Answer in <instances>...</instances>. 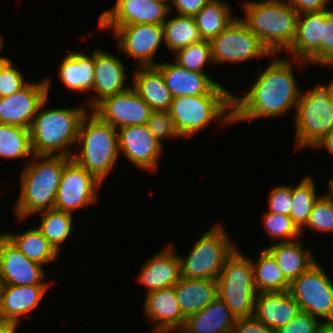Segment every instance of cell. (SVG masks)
<instances>
[{"mask_svg": "<svg viewBox=\"0 0 333 333\" xmlns=\"http://www.w3.org/2000/svg\"><path fill=\"white\" fill-rule=\"evenodd\" d=\"M280 56L281 54H272L267 67L257 70L255 82L250 84L251 88L243 96L233 92V124L260 118L283 117L296 111L302 88L298 85L299 78L294 75L293 65L299 63L297 67L303 68L309 64Z\"/></svg>", "mask_w": 333, "mask_h": 333, "instance_id": "obj_1", "label": "cell"}, {"mask_svg": "<svg viewBox=\"0 0 333 333\" xmlns=\"http://www.w3.org/2000/svg\"><path fill=\"white\" fill-rule=\"evenodd\" d=\"M72 158L64 155H33L19 175L20 191L14 215L18 222L53 209L60 178Z\"/></svg>", "mask_w": 333, "mask_h": 333, "instance_id": "obj_2", "label": "cell"}, {"mask_svg": "<svg viewBox=\"0 0 333 333\" xmlns=\"http://www.w3.org/2000/svg\"><path fill=\"white\" fill-rule=\"evenodd\" d=\"M48 99L40 105L29 128L33 154L72 158L81 122L89 110L85 104L47 109Z\"/></svg>", "mask_w": 333, "mask_h": 333, "instance_id": "obj_3", "label": "cell"}, {"mask_svg": "<svg viewBox=\"0 0 333 333\" xmlns=\"http://www.w3.org/2000/svg\"><path fill=\"white\" fill-rule=\"evenodd\" d=\"M240 19L272 54H282L292 44L298 13L284 0H246Z\"/></svg>", "mask_w": 333, "mask_h": 333, "instance_id": "obj_4", "label": "cell"}, {"mask_svg": "<svg viewBox=\"0 0 333 333\" xmlns=\"http://www.w3.org/2000/svg\"><path fill=\"white\" fill-rule=\"evenodd\" d=\"M75 147L72 159L104 184L120 158L117 129L89 111L81 122Z\"/></svg>", "mask_w": 333, "mask_h": 333, "instance_id": "obj_5", "label": "cell"}, {"mask_svg": "<svg viewBox=\"0 0 333 333\" xmlns=\"http://www.w3.org/2000/svg\"><path fill=\"white\" fill-rule=\"evenodd\" d=\"M294 148H313L333 130V97L329 83L302 89L294 115Z\"/></svg>", "mask_w": 333, "mask_h": 333, "instance_id": "obj_6", "label": "cell"}, {"mask_svg": "<svg viewBox=\"0 0 333 333\" xmlns=\"http://www.w3.org/2000/svg\"><path fill=\"white\" fill-rule=\"evenodd\" d=\"M233 94H205L173 97L169 112L181 139L204 131L209 123L233 124ZM188 138V139H187Z\"/></svg>", "mask_w": 333, "mask_h": 333, "instance_id": "obj_7", "label": "cell"}, {"mask_svg": "<svg viewBox=\"0 0 333 333\" xmlns=\"http://www.w3.org/2000/svg\"><path fill=\"white\" fill-rule=\"evenodd\" d=\"M222 223H213L198 238L185 257L180 259L181 278L215 279L219 277L228 257L236 246Z\"/></svg>", "mask_w": 333, "mask_h": 333, "instance_id": "obj_8", "label": "cell"}, {"mask_svg": "<svg viewBox=\"0 0 333 333\" xmlns=\"http://www.w3.org/2000/svg\"><path fill=\"white\" fill-rule=\"evenodd\" d=\"M238 248L228 257L217 278L218 296L236 318H244L253 316L257 292L251 258Z\"/></svg>", "mask_w": 333, "mask_h": 333, "instance_id": "obj_9", "label": "cell"}, {"mask_svg": "<svg viewBox=\"0 0 333 333\" xmlns=\"http://www.w3.org/2000/svg\"><path fill=\"white\" fill-rule=\"evenodd\" d=\"M289 294L301 311L321 322H333V281L319 261L290 283Z\"/></svg>", "mask_w": 333, "mask_h": 333, "instance_id": "obj_10", "label": "cell"}, {"mask_svg": "<svg viewBox=\"0 0 333 333\" xmlns=\"http://www.w3.org/2000/svg\"><path fill=\"white\" fill-rule=\"evenodd\" d=\"M210 44L214 66L228 63L238 65L248 60L272 56L240 17L213 38Z\"/></svg>", "mask_w": 333, "mask_h": 333, "instance_id": "obj_11", "label": "cell"}, {"mask_svg": "<svg viewBox=\"0 0 333 333\" xmlns=\"http://www.w3.org/2000/svg\"><path fill=\"white\" fill-rule=\"evenodd\" d=\"M98 29L111 31L116 40L117 50L132 57L137 67L156 66L154 57L164 43L163 26L157 24H132L123 26H98ZM162 43V44H161Z\"/></svg>", "mask_w": 333, "mask_h": 333, "instance_id": "obj_12", "label": "cell"}, {"mask_svg": "<svg viewBox=\"0 0 333 333\" xmlns=\"http://www.w3.org/2000/svg\"><path fill=\"white\" fill-rule=\"evenodd\" d=\"M102 183L87 169L71 159L64 167L54 208L74 214L76 210L97 204Z\"/></svg>", "mask_w": 333, "mask_h": 333, "instance_id": "obj_13", "label": "cell"}, {"mask_svg": "<svg viewBox=\"0 0 333 333\" xmlns=\"http://www.w3.org/2000/svg\"><path fill=\"white\" fill-rule=\"evenodd\" d=\"M52 78L28 82L11 96L0 97V123L29 129L40 105L48 98Z\"/></svg>", "mask_w": 333, "mask_h": 333, "instance_id": "obj_14", "label": "cell"}, {"mask_svg": "<svg viewBox=\"0 0 333 333\" xmlns=\"http://www.w3.org/2000/svg\"><path fill=\"white\" fill-rule=\"evenodd\" d=\"M119 153L137 169L157 172L159 159L164 151L147 124L125 126L117 130Z\"/></svg>", "mask_w": 333, "mask_h": 333, "instance_id": "obj_15", "label": "cell"}, {"mask_svg": "<svg viewBox=\"0 0 333 333\" xmlns=\"http://www.w3.org/2000/svg\"><path fill=\"white\" fill-rule=\"evenodd\" d=\"M47 278L43 265L25 257L14 243L0 232V280L3 285L54 284L53 281L47 282Z\"/></svg>", "mask_w": 333, "mask_h": 333, "instance_id": "obj_16", "label": "cell"}, {"mask_svg": "<svg viewBox=\"0 0 333 333\" xmlns=\"http://www.w3.org/2000/svg\"><path fill=\"white\" fill-rule=\"evenodd\" d=\"M170 14V5L163 0H116L100 14L98 26L162 25Z\"/></svg>", "mask_w": 333, "mask_h": 333, "instance_id": "obj_17", "label": "cell"}, {"mask_svg": "<svg viewBox=\"0 0 333 333\" xmlns=\"http://www.w3.org/2000/svg\"><path fill=\"white\" fill-rule=\"evenodd\" d=\"M125 63L110 51L101 48L94 50V80L90 99L85 102L89 111H92L105 98L129 90L132 86L126 85L129 79L126 74ZM87 103V104H86Z\"/></svg>", "mask_w": 333, "mask_h": 333, "instance_id": "obj_18", "label": "cell"}, {"mask_svg": "<svg viewBox=\"0 0 333 333\" xmlns=\"http://www.w3.org/2000/svg\"><path fill=\"white\" fill-rule=\"evenodd\" d=\"M92 112L117 130L125 126L147 124L152 109L131 87L101 101Z\"/></svg>", "mask_w": 333, "mask_h": 333, "instance_id": "obj_19", "label": "cell"}, {"mask_svg": "<svg viewBox=\"0 0 333 333\" xmlns=\"http://www.w3.org/2000/svg\"><path fill=\"white\" fill-rule=\"evenodd\" d=\"M163 75L173 97L205 94H233L229 88L212 79L207 73L190 71L174 61L159 62L155 66Z\"/></svg>", "mask_w": 333, "mask_h": 333, "instance_id": "obj_20", "label": "cell"}, {"mask_svg": "<svg viewBox=\"0 0 333 333\" xmlns=\"http://www.w3.org/2000/svg\"><path fill=\"white\" fill-rule=\"evenodd\" d=\"M325 10L298 14L296 33L292 44L285 50L289 58L322 66V32Z\"/></svg>", "mask_w": 333, "mask_h": 333, "instance_id": "obj_21", "label": "cell"}, {"mask_svg": "<svg viewBox=\"0 0 333 333\" xmlns=\"http://www.w3.org/2000/svg\"><path fill=\"white\" fill-rule=\"evenodd\" d=\"M144 298V316L154 325L147 333H177L183 327L186 317L176 299L174 286L147 293Z\"/></svg>", "mask_w": 333, "mask_h": 333, "instance_id": "obj_22", "label": "cell"}, {"mask_svg": "<svg viewBox=\"0 0 333 333\" xmlns=\"http://www.w3.org/2000/svg\"><path fill=\"white\" fill-rule=\"evenodd\" d=\"M173 245L171 242L168 243L143 262L136 280L144 285L146 294L173 287L180 280V259Z\"/></svg>", "mask_w": 333, "mask_h": 333, "instance_id": "obj_23", "label": "cell"}, {"mask_svg": "<svg viewBox=\"0 0 333 333\" xmlns=\"http://www.w3.org/2000/svg\"><path fill=\"white\" fill-rule=\"evenodd\" d=\"M52 285H3L0 302V321L21 323L23 317L40 305Z\"/></svg>", "mask_w": 333, "mask_h": 333, "instance_id": "obj_24", "label": "cell"}, {"mask_svg": "<svg viewBox=\"0 0 333 333\" xmlns=\"http://www.w3.org/2000/svg\"><path fill=\"white\" fill-rule=\"evenodd\" d=\"M300 311L299 304L289 291L258 293L253 316L264 325L277 330L293 320Z\"/></svg>", "mask_w": 333, "mask_h": 333, "instance_id": "obj_25", "label": "cell"}, {"mask_svg": "<svg viewBox=\"0 0 333 333\" xmlns=\"http://www.w3.org/2000/svg\"><path fill=\"white\" fill-rule=\"evenodd\" d=\"M68 51L61 59L58 68V78L66 90L77 94L89 93L93 88L94 80V51Z\"/></svg>", "mask_w": 333, "mask_h": 333, "instance_id": "obj_26", "label": "cell"}, {"mask_svg": "<svg viewBox=\"0 0 333 333\" xmlns=\"http://www.w3.org/2000/svg\"><path fill=\"white\" fill-rule=\"evenodd\" d=\"M236 317L217 296L203 310L186 317L177 333H231Z\"/></svg>", "mask_w": 333, "mask_h": 333, "instance_id": "obj_27", "label": "cell"}, {"mask_svg": "<svg viewBox=\"0 0 333 333\" xmlns=\"http://www.w3.org/2000/svg\"><path fill=\"white\" fill-rule=\"evenodd\" d=\"M131 86L152 111H169L173 96L155 66L136 67Z\"/></svg>", "mask_w": 333, "mask_h": 333, "instance_id": "obj_28", "label": "cell"}, {"mask_svg": "<svg viewBox=\"0 0 333 333\" xmlns=\"http://www.w3.org/2000/svg\"><path fill=\"white\" fill-rule=\"evenodd\" d=\"M300 239L302 238L280 243L274 242L268 247H263L274 257L290 283L318 261L313 251L310 248L307 249Z\"/></svg>", "mask_w": 333, "mask_h": 333, "instance_id": "obj_29", "label": "cell"}, {"mask_svg": "<svg viewBox=\"0 0 333 333\" xmlns=\"http://www.w3.org/2000/svg\"><path fill=\"white\" fill-rule=\"evenodd\" d=\"M174 289L185 317L203 310L218 296V283L215 279L180 278Z\"/></svg>", "mask_w": 333, "mask_h": 333, "instance_id": "obj_30", "label": "cell"}, {"mask_svg": "<svg viewBox=\"0 0 333 333\" xmlns=\"http://www.w3.org/2000/svg\"><path fill=\"white\" fill-rule=\"evenodd\" d=\"M4 234L14 243L20 252L29 260L43 266L56 262L59 252L45 239L42 232L35 226L18 233Z\"/></svg>", "mask_w": 333, "mask_h": 333, "instance_id": "obj_31", "label": "cell"}, {"mask_svg": "<svg viewBox=\"0 0 333 333\" xmlns=\"http://www.w3.org/2000/svg\"><path fill=\"white\" fill-rule=\"evenodd\" d=\"M253 283L258 293L289 291L290 282L277 265L274 257L265 249L259 250L257 261L252 260Z\"/></svg>", "mask_w": 333, "mask_h": 333, "instance_id": "obj_32", "label": "cell"}, {"mask_svg": "<svg viewBox=\"0 0 333 333\" xmlns=\"http://www.w3.org/2000/svg\"><path fill=\"white\" fill-rule=\"evenodd\" d=\"M231 11L225 0H209L194 16L201 39L211 41L233 23L238 16Z\"/></svg>", "mask_w": 333, "mask_h": 333, "instance_id": "obj_33", "label": "cell"}, {"mask_svg": "<svg viewBox=\"0 0 333 333\" xmlns=\"http://www.w3.org/2000/svg\"><path fill=\"white\" fill-rule=\"evenodd\" d=\"M164 34V45L169 52L185 48L190 44L201 41L196 20L192 16H181L175 14L167 18L162 24Z\"/></svg>", "mask_w": 333, "mask_h": 333, "instance_id": "obj_34", "label": "cell"}, {"mask_svg": "<svg viewBox=\"0 0 333 333\" xmlns=\"http://www.w3.org/2000/svg\"><path fill=\"white\" fill-rule=\"evenodd\" d=\"M40 225H35L45 239L60 253V247L74 232V214L57 210L55 208L41 211Z\"/></svg>", "mask_w": 333, "mask_h": 333, "instance_id": "obj_35", "label": "cell"}, {"mask_svg": "<svg viewBox=\"0 0 333 333\" xmlns=\"http://www.w3.org/2000/svg\"><path fill=\"white\" fill-rule=\"evenodd\" d=\"M30 131L27 128L0 123V158L25 159L26 165L33 156Z\"/></svg>", "mask_w": 333, "mask_h": 333, "instance_id": "obj_36", "label": "cell"}, {"mask_svg": "<svg viewBox=\"0 0 333 333\" xmlns=\"http://www.w3.org/2000/svg\"><path fill=\"white\" fill-rule=\"evenodd\" d=\"M317 193V185L310 174L305 175L296 186H292L290 217L299 230L306 225L313 205L320 196Z\"/></svg>", "mask_w": 333, "mask_h": 333, "instance_id": "obj_37", "label": "cell"}, {"mask_svg": "<svg viewBox=\"0 0 333 333\" xmlns=\"http://www.w3.org/2000/svg\"><path fill=\"white\" fill-rule=\"evenodd\" d=\"M174 55V62L179 66L199 73H206L204 70L208 65H214L210 41L201 40L197 43L177 50Z\"/></svg>", "mask_w": 333, "mask_h": 333, "instance_id": "obj_38", "label": "cell"}, {"mask_svg": "<svg viewBox=\"0 0 333 333\" xmlns=\"http://www.w3.org/2000/svg\"><path fill=\"white\" fill-rule=\"evenodd\" d=\"M262 224L273 242L293 241L302 237L300 230L288 215L265 211L262 214Z\"/></svg>", "mask_w": 333, "mask_h": 333, "instance_id": "obj_39", "label": "cell"}, {"mask_svg": "<svg viewBox=\"0 0 333 333\" xmlns=\"http://www.w3.org/2000/svg\"><path fill=\"white\" fill-rule=\"evenodd\" d=\"M305 229L312 232L333 233V200L326 194H320L315 201L306 225L300 230L301 236Z\"/></svg>", "mask_w": 333, "mask_h": 333, "instance_id": "obj_40", "label": "cell"}, {"mask_svg": "<svg viewBox=\"0 0 333 333\" xmlns=\"http://www.w3.org/2000/svg\"><path fill=\"white\" fill-rule=\"evenodd\" d=\"M147 126L162 146L165 145L163 144L165 139L181 138L169 111H152Z\"/></svg>", "mask_w": 333, "mask_h": 333, "instance_id": "obj_41", "label": "cell"}, {"mask_svg": "<svg viewBox=\"0 0 333 333\" xmlns=\"http://www.w3.org/2000/svg\"><path fill=\"white\" fill-rule=\"evenodd\" d=\"M18 68L10 58L1 66L0 97L13 95L29 82L26 81L24 73Z\"/></svg>", "mask_w": 333, "mask_h": 333, "instance_id": "obj_42", "label": "cell"}, {"mask_svg": "<svg viewBox=\"0 0 333 333\" xmlns=\"http://www.w3.org/2000/svg\"><path fill=\"white\" fill-rule=\"evenodd\" d=\"M268 195V212L290 216L292 209V184L276 185Z\"/></svg>", "mask_w": 333, "mask_h": 333, "instance_id": "obj_43", "label": "cell"}, {"mask_svg": "<svg viewBox=\"0 0 333 333\" xmlns=\"http://www.w3.org/2000/svg\"><path fill=\"white\" fill-rule=\"evenodd\" d=\"M321 323V320L300 311L293 320L278 328L276 333H317Z\"/></svg>", "mask_w": 333, "mask_h": 333, "instance_id": "obj_44", "label": "cell"}, {"mask_svg": "<svg viewBox=\"0 0 333 333\" xmlns=\"http://www.w3.org/2000/svg\"><path fill=\"white\" fill-rule=\"evenodd\" d=\"M322 68L333 67V9L325 10L322 32Z\"/></svg>", "mask_w": 333, "mask_h": 333, "instance_id": "obj_45", "label": "cell"}, {"mask_svg": "<svg viewBox=\"0 0 333 333\" xmlns=\"http://www.w3.org/2000/svg\"><path fill=\"white\" fill-rule=\"evenodd\" d=\"M231 333H276V330L264 325L254 316L237 318Z\"/></svg>", "mask_w": 333, "mask_h": 333, "instance_id": "obj_46", "label": "cell"}, {"mask_svg": "<svg viewBox=\"0 0 333 333\" xmlns=\"http://www.w3.org/2000/svg\"><path fill=\"white\" fill-rule=\"evenodd\" d=\"M209 0H173L170 4L171 10H175L177 15L194 17L199 13Z\"/></svg>", "mask_w": 333, "mask_h": 333, "instance_id": "obj_47", "label": "cell"}, {"mask_svg": "<svg viewBox=\"0 0 333 333\" xmlns=\"http://www.w3.org/2000/svg\"><path fill=\"white\" fill-rule=\"evenodd\" d=\"M298 14L327 10L332 0H285Z\"/></svg>", "mask_w": 333, "mask_h": 333, "instance_id": "obj_48", "label": "cell"}, {"mask_svg": "<svg viewBox=\"0 0 333 333\" xmlns=\"http://www.w3.org/2000/svg\"><path fill=\"white\" fill-rule=\"evenodd\" d=\"M321 148H325L328 154H330L331 157L333 156V130L325 137H323L319 142H317L312 149L316 151L320 150Z\"/></svg>", "mask_w": 333, "mask_h": 333, "instance_id": "obj_49", "label": "cell"}, {"mask_svg": "<svg viewBox=\"0 0 333 333\" xmlns=\"http://www.w3.org/2000/svg\"><path fill=\"white\" fill-rule=\"evenodd\" d=\"M19 325L14 322L0 321V333H17Z\"/></svg>", "mask_w": 333, "mask_h": 333, "instance_id": "obj_50", "label": "cell"}, {"mask_svg": "<svg viewBox=\"0 0 333 333\" xmlns=\"http://www.w3.org/2000/svg\"><path fill=\"white\" fill-rule=\"evenodd\" d=\"M317 333H333V322H322Z\"/></svg>", "mask_w": 333, "mask_h": 333, "instance_id": "obj_51", "label": "cell"}, {"mask_svg": "<svg viewBox=\"0 0 333 333\" xmlns=\"http://www.w3.org/2000/svg\"><path fill=\"white\" fill-rule=\"evenodd\" d=\"M328 191L326 192L333 200V177L328 180Z\"/></svg>", "mask_w": 333, "mask_h": 333, "instance_id": "obj_52", "label": "cell"}, {"mask_svg": "<svg viewBox=\"0 0 333 333\" xmlns=\"http://www.w3.org/2000/svg\"><path fill=\"white\" fill-rule=\"evenodd\" d=\"M1 52H2V50L0 51V53ZM8 59H9V57H6L4 55H0V68Z\"/></svg>", "mask_w": 333, "mask_h": 333, "instance_id": "obj_53", "label": "cell"}, {"mask_svg": "<svg viewBox=\"0 0 333 333\" xmlns=\"http://www.w3.org/2000/svg\"><path fill=\"white\" fill-rule=\"evenodd\" d=\"M3 38H4V37L0 34V51L4 49L3 47H4V45H5V44H4L5 40H3Z\"/></svg>", "mask_w": 333, "mask_h": 333, "instance_id": "obj_54", "label": "cell"}, {"mask_svg": "<svg viewBox=\"0 0 333 333\" xmlns=\"http://www.w3.org/2000/svg\"><path fill=\"white\" fill-rule=\"evenodd\" d=\"M332 88V97H333V78L328 82Z\"/></svg>", "mask_w": 333, "mask_h": 333, "instance_id": "obj_55", "label": "cell"}, {"mask_svg": "<svg viewBox=\"0 0 333 333\" xmlns=\"http://www.w3.org/2000/svg\"><path fill=\"white\" fill-rule=\"evenodd\" d=\"M2 287H3V283L0 280V302H1V290H2Z\"/></svg>", "mask_w": 333, "mask_h": 333, "instance_id": "obj_56", "label": "cell"}, {"mask_svg": "<svg viewBox=\"0 0 333 333\" xmlns=\"http://www.w3.org/2000/svg\"><path fill=\"white\" fill-rule=\"evenodd\" d=\"M163 1H165L166 3H168L170 5L173 0H163Z\"/></svg>", "mask_w": 333, "mask_h": 333, "instance_id": "obj_57", "label": "cell"}]
</instances>
